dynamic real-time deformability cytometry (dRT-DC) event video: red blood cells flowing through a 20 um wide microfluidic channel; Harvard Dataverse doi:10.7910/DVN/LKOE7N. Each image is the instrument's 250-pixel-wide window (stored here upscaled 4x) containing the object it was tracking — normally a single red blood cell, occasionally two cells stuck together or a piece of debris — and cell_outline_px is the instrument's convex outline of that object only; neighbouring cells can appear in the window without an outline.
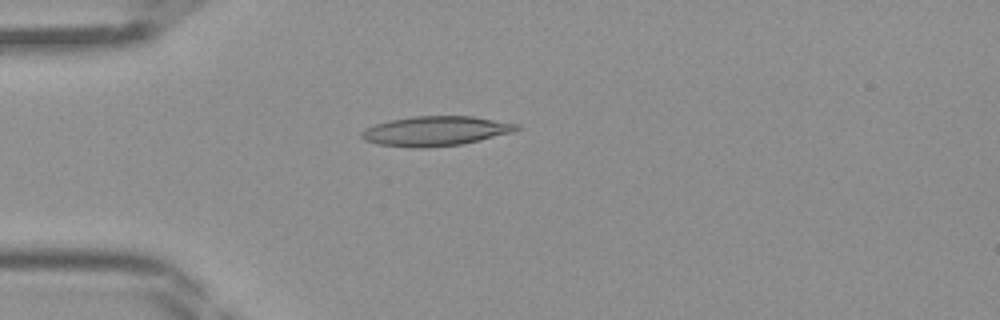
{"species": "Egyptian fruit bat (a non-hibernating species)", "species_latin": "Rousettus aegyptiacus", "temperature_condition": "room temperature", "stored_images_in_passage": 44, "camera_frame_rate_fps": 3000, "um_per_image_px": 0.085, "frame": {"image": 1, "passage_image": 12, "time_ms": 3.667, "image_size_px": [1000, 320], "cell_outline_px": [[520, 128], [512, 132], [480, 140], [460, 144], [424, 148], [412, 148], [376, 144], [364, 140], [360, 136], [360, 132], [364, 128], [388, 120], [412, 116], [472, 116], [520, 124]], "centroid_in_image_um": [36.98, 11.13], "position_along_channel_um": 48.0, "area_um2": 26.93}}
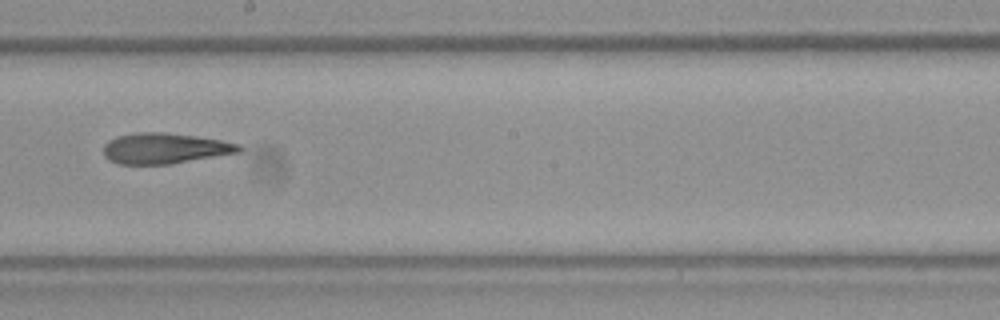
{"frame": {"image": 2, "passage_image": 25, "time_ms": 8.0, "image_size_px": [1000, 320], "cell_outline_px": [[244, 148], [240, 152], [172, 164], [116, 164], [108, 160], [104, 156], [104, 144], [108, 140], [116, 136], [136, 132], [164, 132], [196, 136], [220, 140], [240, 144]], "centroid_in_image_um": [13.99, 12.61], "position_along_channel_um": 234.2, "area_um2": 24.45}}
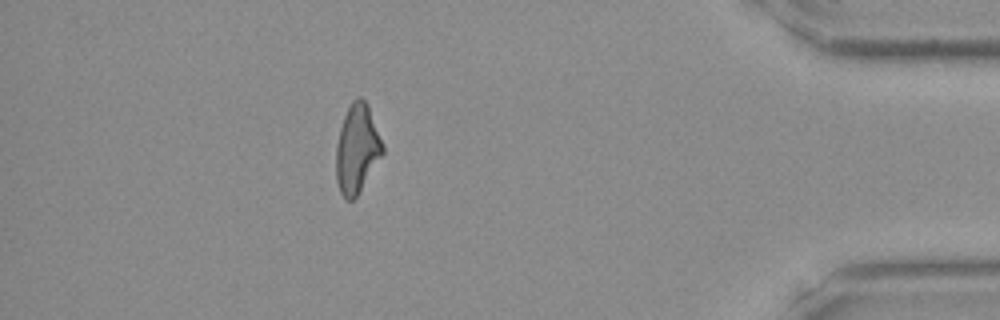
{"frame": {"image": 3, "passage_image": 39, "time_ms": 12.667, "image_size_px": [1000, 320], "cell_outline_px": [[384, 152], [356, 196], [352, 200], [344, 200], [340, 192], [336, 180], [336, 144], [340, 128], [344, 116], [352, 100], [356, 96], [360, 96], [368, 104], [384, 144]], "centroid_in_image_um": [30.34, 12.62], "position_along_channel_um": 404.9, "area_um2": 24.1}}